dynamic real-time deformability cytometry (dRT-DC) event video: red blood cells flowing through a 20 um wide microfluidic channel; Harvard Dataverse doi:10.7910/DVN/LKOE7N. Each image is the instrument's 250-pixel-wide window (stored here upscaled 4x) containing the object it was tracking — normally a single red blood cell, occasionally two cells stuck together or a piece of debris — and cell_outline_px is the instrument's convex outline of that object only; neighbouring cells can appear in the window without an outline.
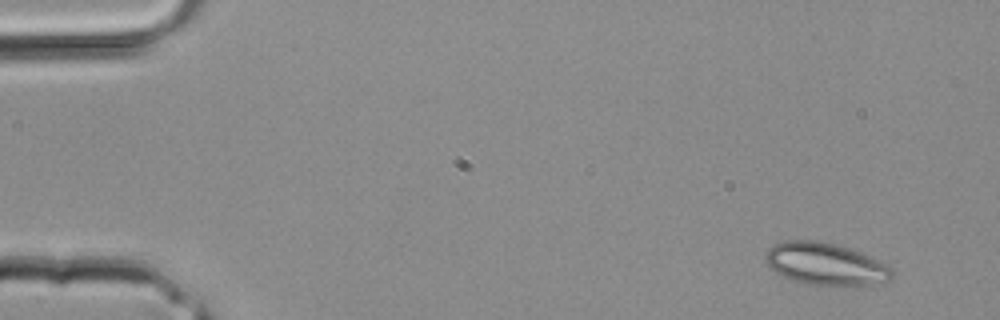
{"species": "common noctule bat (a hibernating species)", "species_latin": "Nyctalus noctula", "temperature_condition": "room temperature", "stored_images_in_passage": 3, "camera_frame_rate_fps": 3000, "um_per_image_px": 0.085, "animal": {"sex": "male", "body_mass_g": 20.4}, "frame": {"image": 1, "passage_image": 1, "time_ms": 0.0, "image_size_px": [1000, 320], "cell_outline_px": [[892, 280], [868, 284], [804, 284], [792, 280], [776, 272], [764, 260], [764, 252], [772, 244], [784, 240], [816, 240], [836, 244], [852, 248], [880, 260], [892, 268]], "centroid_in_image_um": [70.13, 22.4], "position_along_channel_um": 14.9, "area_um2": 31.15}}